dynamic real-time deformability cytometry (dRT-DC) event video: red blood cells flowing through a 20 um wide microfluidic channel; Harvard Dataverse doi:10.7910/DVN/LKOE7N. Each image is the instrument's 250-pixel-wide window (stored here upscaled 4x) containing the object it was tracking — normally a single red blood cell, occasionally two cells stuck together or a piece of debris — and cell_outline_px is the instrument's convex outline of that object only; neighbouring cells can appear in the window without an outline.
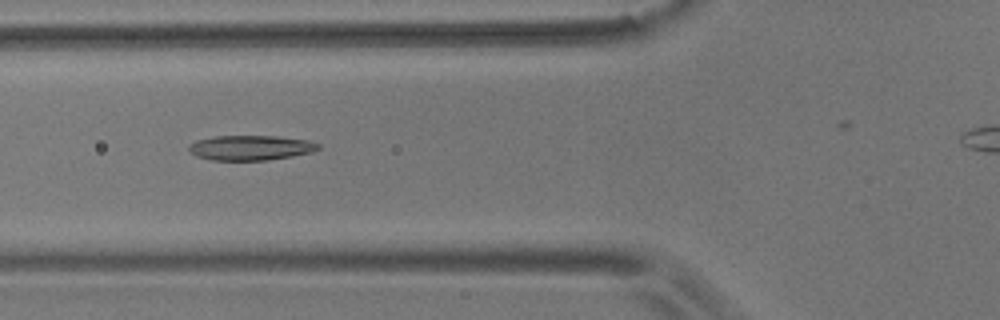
{"species": "common noctule bat (a hibernating species)", "species_latin": "Nyctalus noctula", "temperature_condition": "room temperature", "stored_images_in_passage": 11, "camera_frame_rate_fps": 3000, "um_per_image_px": 0.085, "animal": {"sex": "male", "body_mass_g": 17.9}, "frame": {"image": 1, "passage_image": 7, "time_ms": 2.0, "image_size_px": [1000, 320], "cell_outline_px": [[320, 148], [312, 152], [292, 156], [268, 160], [212, 160], [196, 156], [188, 148], [188, 144], [196, 140], [216, 136], [276, 136], [308, 140], [320, 144]], "centroid_in_image_um": [21.31, 12.55], "position_along_channel_um": 104.5, "area_um2": 18.79}}